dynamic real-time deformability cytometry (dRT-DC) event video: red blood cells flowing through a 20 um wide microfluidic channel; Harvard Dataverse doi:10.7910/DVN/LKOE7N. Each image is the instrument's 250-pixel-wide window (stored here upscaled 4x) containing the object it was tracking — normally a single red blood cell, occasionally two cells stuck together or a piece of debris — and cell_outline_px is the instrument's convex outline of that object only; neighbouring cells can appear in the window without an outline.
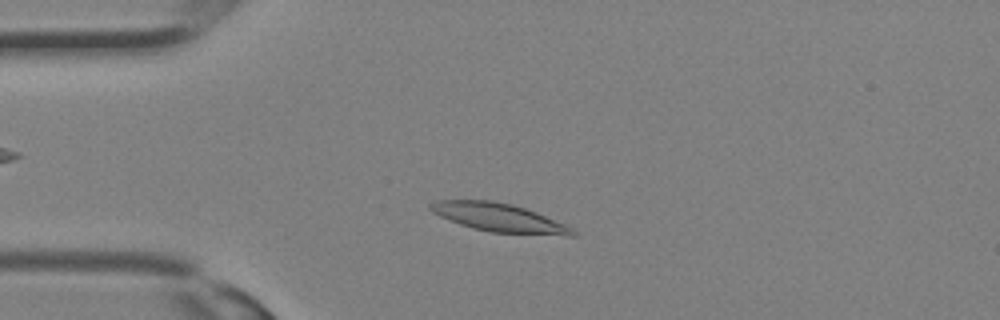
{"species": "Egyptian fruit bat (a non-hibernating species)", "species_latin": "Rousettus aegyptiacus", "temperature_condition": "room temperature", "stored_images_in_passage": 29, "camera_frame_rate_fps": 3000, "um_per_image_px": 0.085, "animal": {"sex": "female"}, "frame": {"image": 1, "passage_image": 5, "time_ms": 1.333, "image_size_px": [1000, 320], "cell_outline_px": [[576, 236], [568, 236], [492, 232], [472, 228], [460, 224], [440, 216], [432, 212], [428, 208], [428, 204], [436, 200], [492, 200], [512, 204], [536, 212], [564, 224], [572, 228], [576, 232]], "centroid_in_image_um": [42.4, 18.49], "position_along_channel_um": 42.6, "area_um2": 23.52}}
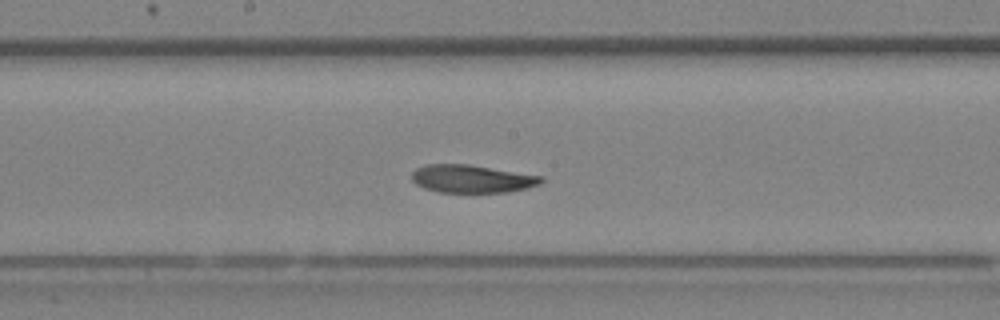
{"frame": {"image": 2, "passage_image": 14, "time_ms": 4.333, "image_size_px": [1000, 320], "cell_outline_px": [[544, 180], [540, 184], [528, 188], [508, 192], [436, 192], [424, 188], [416, 184], [412, 180], [412, 172], [416, 168], [424, 164], [468, 164], [544, 176]], "centroid_in_image_um": [40.11, 15.19], "position_along_channel_um": 208.1, "area_um2": 21.21}}
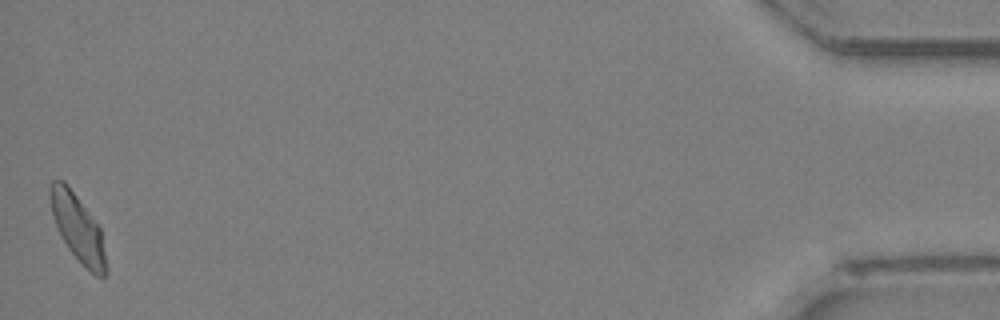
{"frame": {"image": 3, "passage_image": 29, "time_ms": 9.333, "image_size_px": [1000, 320], "cell_outline_px": [[108, 268], [104, 276], [96, 276], [68, 248], [52, 216], [48, 196], [48, 188], [52, 180], [64, 180], [68, 184], [100, 228]], "centroid_in_image_um": [6.59, 19.31], "position_along_channel_um": 428.6, "area_um2": 21.44}}